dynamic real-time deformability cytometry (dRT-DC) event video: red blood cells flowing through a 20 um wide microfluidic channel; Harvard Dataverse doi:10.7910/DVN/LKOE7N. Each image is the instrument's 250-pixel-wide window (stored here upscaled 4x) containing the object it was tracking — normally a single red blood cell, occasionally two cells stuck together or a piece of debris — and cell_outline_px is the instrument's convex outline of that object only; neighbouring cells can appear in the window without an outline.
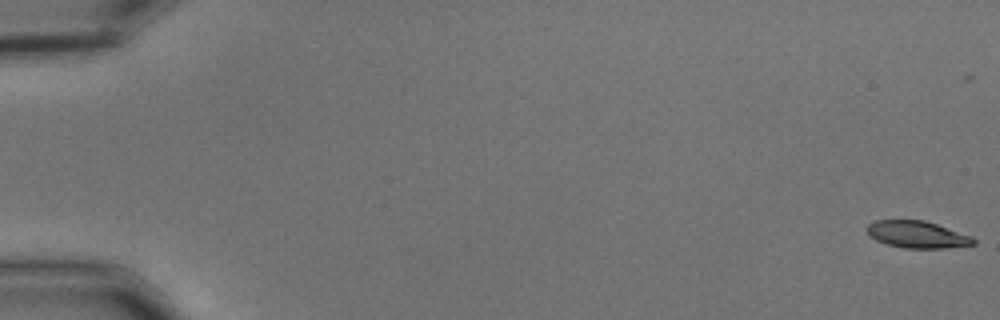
{"species": "common noctule bat (a hibernating species)", "species_latin": "Nyctalus noctula", "temperature_condition": "cold", "stored_images_in_passage": 57, "camera_frame_rate_fps": 3000, "um_per_image_px": 0.085, "animal": {"sex": "male", "body_mass_g": 15.6}, "frame": {"image": 1, "passage_image": 1, "time_ms": 0.0, "image_size_px": [1000, 320], "cell_outline_px": [[976, 244], [944, 248], [904, 248], [888, 244], [876, 240], [864, 228], [868, 224], [876, 220], [924, 220], [972, 236], [976, 240]], "centroid_in_image_um": [77.97, 19.93], "position_along_channel_um": 7.0, "area_um2": 16.65}}
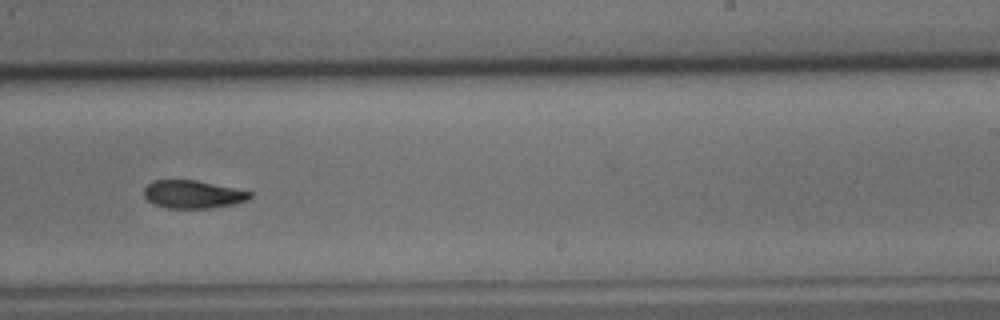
{"frame": {"image": 2, "passage_image": 36, "time_ms": 11.667, "image_size_px": [1000, 320], "cell_outline_px": [[252, 196], [248, 200], [232, 204], [212, 208], [168, 208], [156, 204], [148, 200], [144, 196], [144, 188], [152, 180], [196, 180], [252, 192]], "centroid_in_image_um": [16.39, 16.51], "position_along_channel_um": 272.6, "area_um2": 17.11}}
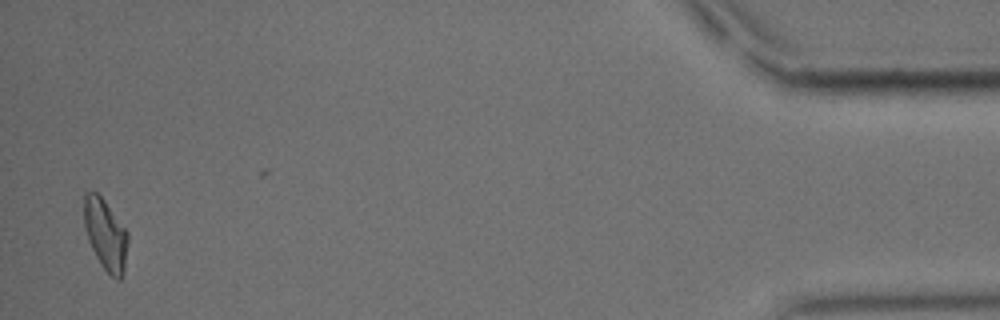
{"frame": {"image": 3, "passage_image": 55, "time_ms": 18.0, "image_size_px": [1000, 320], "cell_outline_px": [[128, 244], [124, 272], [120, 280], [116, 280], [100, 264], [88, 240], [84, 228], [84, 192], [96, 192], [104, 200], [128, 232]], "centroid_in_image_um": [8.97, 19.95], "position_along_channel_um": 426.2, "area_um2": 18.15}, "authors_computed_cell_mechanics": {"area_um2": 17.918, "velocity_mm_per_s": 3.6651, "shape_relaxation_time_tau1_ms": 4.9446, "shape_relaxation_time_tau2_ms": null, "deformation_change_tau1": 0.1567, "deformation_change_tau2": null}}